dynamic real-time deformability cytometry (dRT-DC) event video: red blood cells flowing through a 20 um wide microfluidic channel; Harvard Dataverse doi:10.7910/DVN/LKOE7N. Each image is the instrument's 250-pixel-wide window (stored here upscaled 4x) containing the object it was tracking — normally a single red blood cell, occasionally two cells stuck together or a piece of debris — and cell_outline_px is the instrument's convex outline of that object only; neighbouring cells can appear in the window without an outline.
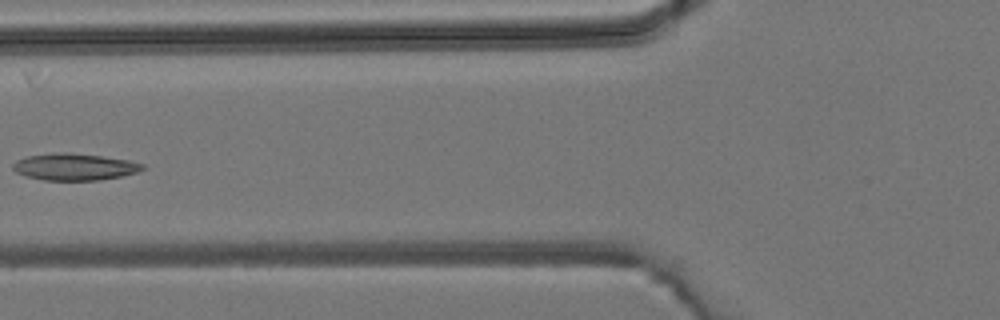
{"species": "common noctule bat (a hibernating species)", "species_latin": "Nyctalus noctula", "temperature_condition": "room temperature", "stored_images_in_passage": 5, "camera_frame_rate_fps": 3000, "um_per_image_px": 0.085, "animal": {"sex": "male", "body_mass_g": 19.2, "forearm_length_mm": 51.8}, "frame": {"image": 1, "passage_image": 5, "time_ms": 4.667, "image_size_px": [1000, 320], "cell_outline_px": [[144, 168], [136, 172], [120, 176], [100, 180], [44, 180], [24, 176], [16, 172], [12, 168], [12, 164], [16, 160], [28, 156], [56, 152], [68, 152], [100, 156], [128, 160], [144, 164]], "centroid_in_image_um": [6.28, 14.18], "position_along_channel_um": 119.5, "area_um2": 20.17}}